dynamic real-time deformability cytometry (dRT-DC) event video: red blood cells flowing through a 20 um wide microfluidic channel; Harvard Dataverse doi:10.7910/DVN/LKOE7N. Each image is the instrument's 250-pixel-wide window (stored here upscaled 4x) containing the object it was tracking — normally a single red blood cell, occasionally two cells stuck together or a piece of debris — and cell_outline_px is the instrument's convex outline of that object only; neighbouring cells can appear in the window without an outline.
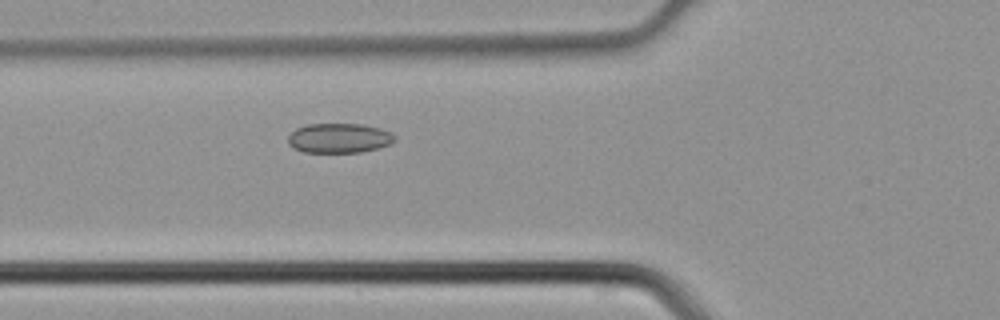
{"species": "common noctule bat (a hibernating species)", "species_latin": "Nyctalus noctula", "temperature_condition": "cold", "stored_images_in_passage": 40, "camera_frame_rate_fps": 3000, "um_per_image_px": 0.085, "animal": {"sex": "male", "body_mass_g": 21.5, "forearm_length_mm": 52.0}, "frame": {"image": 1, "passage_image": 12, "time_ms": 3.667, "image_size_px": [1000, 320], "cell_outline_px": [[396, 140], [392, 144], [380, 148], [360, 152], [304, 152], [292, 148], [288, 144], [288, 136], [296, 128], [308, 124], [360, 124], [380, 128], [392, 132], [396, 136]], "centroid_in_image_um": [28.86, 11.74], "position_along_channel_um": 96.9, "area_um2": 18.67}}
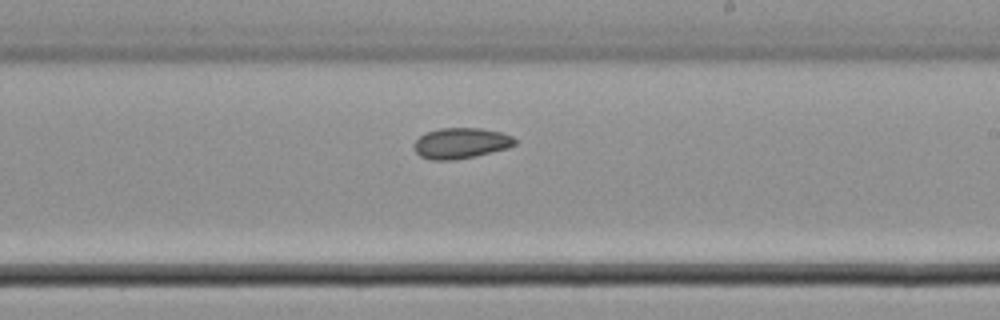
{"frame": {"image": 2, "passage_image": 22, "time_ms": 7.0, "image_size_px": [1000, 320], "cell_outline_px": [[516, 144], [508, 148], [476, 156], [452, 160], [432, 160], [420, 156], [416, 152], [412, 144], [420, 136], [428, 132], [440, 128], [480, 128], [500, 132], [512, 136], [516, 140]], "centroid_in_image_um": [39.17, 12.17], "position_along_channel_um": 249.8, "area_um2": 18.03}}
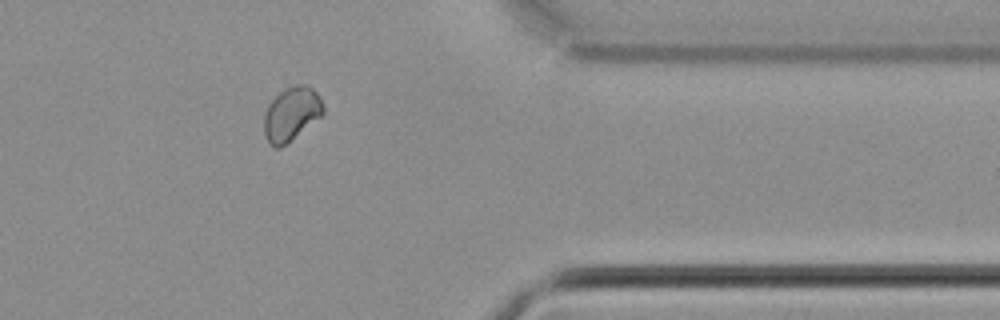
{"frame": {"image": 3, "passage_image": 32, "time_ms": 10.333, "image_size_px": [1000, 320], "cell_outline_px": [[324, 112], [320, 116], [280, 148], [276, 148], [268, 140], [264, 132], [264, 116], [268, 104], [280, 92], [296, 84], [308, 84], [320, 96], [324, 108]], "centroid_in_image_um": [24.77, 9.65], "position_along_channel_um": 386.6, "area_um2": 18.09}}